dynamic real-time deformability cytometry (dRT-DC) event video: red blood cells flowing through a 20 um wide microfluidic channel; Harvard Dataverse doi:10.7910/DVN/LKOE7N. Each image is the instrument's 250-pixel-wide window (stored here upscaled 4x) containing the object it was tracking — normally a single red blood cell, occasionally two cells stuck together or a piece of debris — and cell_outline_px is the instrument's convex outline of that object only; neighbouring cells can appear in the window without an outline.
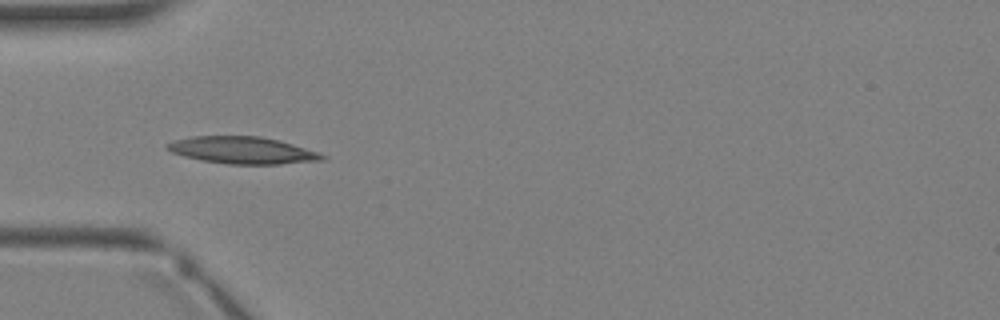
{"species": "Egyptian fruit bat (a non-hibernating species)", "species_latin": "Rousettus aegyptiacus", "temperature_condition": "warm", "stored_images_in_passage": 3, "camera_frame_rate_fps": 3000, "um_per_image_px": 0.085, "animal": {"sex": "female"}, "frame": {"image": 1, "passage_image": 3, "time_ms": 2.667, "image_size_px": [1000, 320], "cell_outline_px": [[328, 156], [324, 160], [280, 164], [228, 164], [200, 160], [184, 156], [172, 152], [164, 148], [164, 144], [176, 140], [192, 136], [260, 136], [280, 140]], "centroid_in_image_um": [20.58, 12.77], "position_along_channel_um": 64.4, "area_um2": 24.39}}